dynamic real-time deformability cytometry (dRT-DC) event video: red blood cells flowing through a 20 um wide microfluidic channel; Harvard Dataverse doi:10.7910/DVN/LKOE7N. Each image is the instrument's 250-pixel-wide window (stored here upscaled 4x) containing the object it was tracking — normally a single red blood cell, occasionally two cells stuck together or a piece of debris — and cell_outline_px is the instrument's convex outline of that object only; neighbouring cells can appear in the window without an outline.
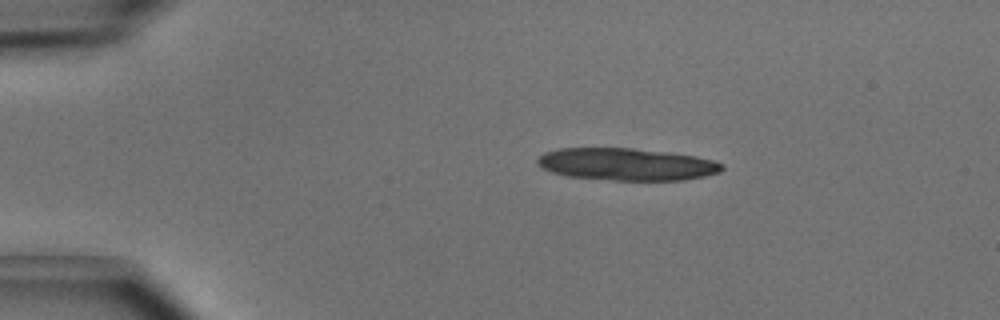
{"species": "common noctule bat (a hibernating species)", "species_latin": "Nyctalus noctula", "temperature_condition": "cold", "stored_images_in_passage": 18, "camera_frame_rate_fps": 3000, "um_per_image_px": 0.085, "animal": {"sex": "male", "body_mass_g": 15.6}, "frame": {"image": 1, "passage_image": 1, "time_ms": 0.0, "image_size_px": [1000, 320], "cell_outline_px": [[724, 168], [720, 172], [704, 176], [684, 180], [612, 180], [568, 176], [552, 172], [536, 164], [536, 160], [544, 152], [560, 148], [632, 148], [668, 152], [696, 156], [712, 160], [724, 164]], "centroid_in_image_um": [53.27, 13.96], "position_along_channel_um": 31.7, "area_um2": 34.68}}